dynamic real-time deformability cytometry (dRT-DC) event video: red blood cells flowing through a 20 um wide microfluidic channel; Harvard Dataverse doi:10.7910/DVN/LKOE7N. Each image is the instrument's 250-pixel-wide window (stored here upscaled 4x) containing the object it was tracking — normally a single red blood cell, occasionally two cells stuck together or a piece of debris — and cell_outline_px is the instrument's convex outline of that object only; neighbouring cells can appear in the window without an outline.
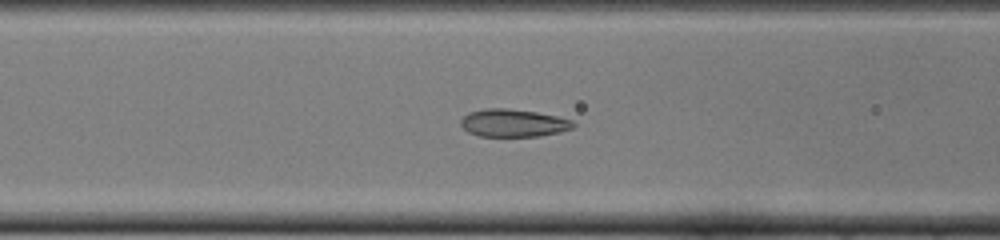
{"species": "common noctule bat (a hibernating species)", "species_latin": "Nyctalus noctula", "temperature_condition": "cold", "stored_images_in_passage": 50, "camera_frame_rate_fps": 3000, "um_per_image_px": 0.085, "animal": {"sex": "female", "body_mass_g": 22.0, "forearm_length_mm": 56.7}, "frame": {"image": 1, "passage_image": 20, "time_ms": 6.333, "image_size_px": [1000, 240], "cell_outline_px": [[576, 124], [572, 128], [560, 132], [540, 136], [480, 136], [468, 132], [460, 124], [460, 120], [468, 112], [484, 108], [508, 108], [536, 112], [556, 116], [572, 120]], "centroid_in_image_um": [43.62, 10.45], "position_along_channel_um": 123.0, "area_um2": 18.21}}
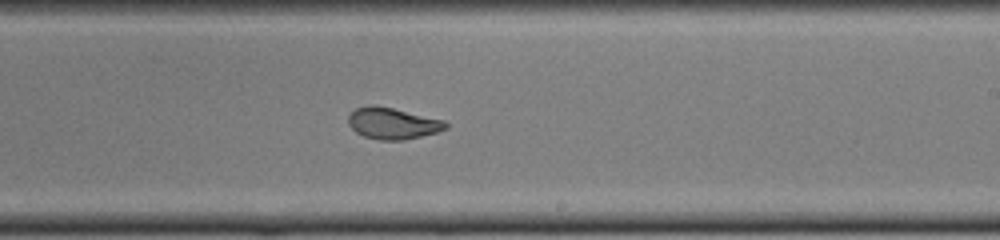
{"frame": {"image": 2, "passage_image": 30, "time_ms": 9.667, "image_size_px": [1000, 240], "cell_outline_px": [[448, 128], [436, 132], [404, 140], [380, 140], [364, 136], [356, 132], [348, 124], [348, 116], [356, 108], [368, 104], [376, 104], [444, 120], [448, 124]], "centroid_in_image_um": [33.35, 10.47], "position_along_channel_um": 255.6, "area_um2": 17.86}}
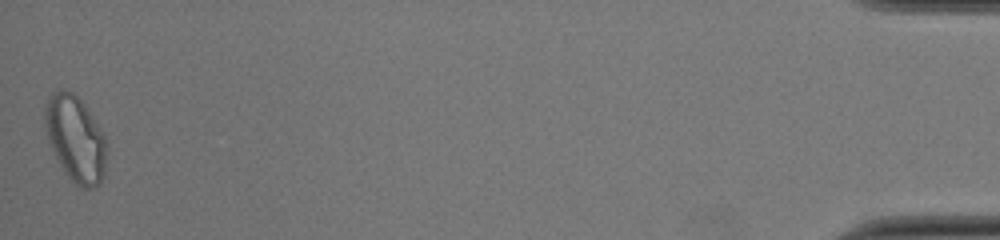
{"frame": {"image": 3, "passage_image": 50, "time_ms": 16.333, "image_size_px": [1000, 240], "cell_outline_px": [[104, 176], [100, 184], [96, 188], [80, 188], [64, 172], [52, 148], [44, 124], [44, 104], [48, 96], [52, 92], [60, 88], [72, 92], [84, 104], [104, 132]], "centroid_in_image_um": [6.39, 11.76], "position_along_channel_um": 428.8, "area_um2": 30.69}, "authors_computed_cell_mechanics": {"area_um2": 19.0162, "velocity_mm_per_s": 3.993, "shape_relaxation_time_tau1_ms": 5.2327, "shape_relaxation_time_tau2_ms": 1.0494, "deformation_change_tau1": 0.1919, "deformation_change_tau2": 0.0725}}